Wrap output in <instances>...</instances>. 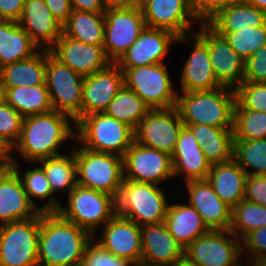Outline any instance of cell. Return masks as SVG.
Listing matches in <instances>:
<instances>
[{"mask_svg": "<svg viewBox=\"0 0 266 266\" xmlns=\"http://www.w3.org/2000/svg\"><path fill=\"white\" fill-rule=\"evenodd\" d=\"M41 212L28 220L0 226V266H39Z\"/></svg>", "mask_w": 266, "mask_h": 266, "instance_id": "9c48e42d", "label": "cell"}, {"mask_svg": "<svg viewBox=\"0 0 266 266\" xmlns=\"http://www.w3.org/2000/svg\"><path fill=\"white\" fill-rule=\"evenodd\" d=\"M12 159L13 163L11 168L19 175L30 202L41 213L58 212L62 204L56 198L57 196L53 194L50 182L48 181L44 170L38 166V163L37 166H34L32 169L22 172L23 176H21L22 174L19 173L21 172L19 170L20 162L14 156H12ZM35 199L46 201L40 207L37 202H34Z\"/></svg>", "mask_w": 266, "mask_h": 266, "instance_id": "d6a6232c", "label": "cell"}, {"mask_svg": "<svg viewBox=\"0 0 266 266\" xmlns=\"http://www.w3.org/2000/svg\"><path fill=\"white\" fill-rule=\"evenodd\" d=\"M103 47L108 59L116 63L139 38L146 27L140 6L104 12Z\"/></svg>", "mask_w": 266, "mask_h": 266, "instance_id": "7c38bea8", "label": "cell"}, {"mask_svg": "<svg viewBox=\"0 0 266 266\" xmlns=\"http://www.w3.org/2000/svg\"><path fill=\"white\" fill-rule=\"evenodd\" d=\"M171 266H198V265L188 261L185 257H183Z\"/></svg>", "mask_w": 266, "mask_h": 266, "instance_id": "6f0895ef", "label": "cell"}, {"mask_svg": "<svg viewBox=\"0 0 266 266\" xmlns=\"http://www.w3.org/2000/svg\"><path fill=\"white\" fill-rule=\"evenodd\" d=\"M141 264L171 266L184 257V249L177 243L165 222L141 226Z\"/></svg>", "mask_w": 266, "mask_h": 266, "instance_id": "cb8c5ba5", "label": "cell"}, {"mask_svg": "<svg viewBox=\"0 0 266 266\" xmlns=\"http://www.w3.org/2000/svg\"><path fill=\"white\" fill-rule=\"evenodd\" d=\"M235 89L222 86L211 91L178 93L176 109L183 124L233 128Z\"/></svg>", "mask_w": 266, "mask_h": 266, "instance_id": "3957f363", "label": "cell"}, {"mask_svg": "<svg viewBox=\"0 0 266 266\" xmlns=\"http://www.w3.org/2000/svg\"><path fill=\"white\" fill-rule=\"evenodd\" d=\"M72 10L104 13L102 0H69Z\"/></svg>", "mask_w": 266, "mask_h": 266, "instance_id": "816d5d0a", "label": "cell"}, {"mask_svg": "<svg viewBox=\"0 0 266 266\" xmlns=\"http://www.w3.org/2000/svg\"><path fill=\"white\" fill-rule=\"evenodd\" d=\"M181 42L193 46L181 71V92L211 91L222 87L214 75L208 46L195 33L179 36L176 44Z\"/></svg>", "mask_w": 266, "mask_h": 266, "instance_id": "e0dca14e", "label": "cell"}, {"mask_svg": "<svg viewBox=\"0 0 266 266\" xmlns=\"http://www.w3.org/2000/svg\"><path fill=\"white\" fill-rule=\"evenodd\" d=\"M124 180L162 184L174 177L171 156L137 142L123 156Z\"/></svg>", "mask_w": 266, "mask_h": 266, "instance_id": "5bb4252c", "label": "cell"}, {"mask_svg": "<svg viewBox=\"0 0 266 266\" xmlns=\"http://www.w3.org/2000/svg\"><path fill=\"white\" fill-rule=\"evenodd\" d=\"M244 199L266 206V175H247Z\"/></svg>", "mask_w": 266, "mask_h": 266, "instance_id": "c3c4849f", "label": "cell"}, {"mask_svg": "<svg viewBox=\"0 0 266 266\" xmlns=\"http://www.w3.org/2000/svg\"><path fill=\"white\" fill-rule=\"evenodd\" d=\"M241 255V240L230 230H210L184 249V257L198 266H237Z\"/></svg>", "mask_w": 266, "mask_h": 266, "instance_id": "8fae6325", "label": "cell"}, {"mask_svg": "<svg viewBox=\"0 0 266 266\" xmlns=\"http://www.w3.org/2000/svg\"><path fill=\"white\" fill-rule=\"evenodd\" d=\"M243 81L266 83V45L245 62Z\"/></svg>", "mask_w": 266, "mask_h": 266, "instance_id": "bcb514c9", "label": "cell"}, {"mask_svg": "<svg viewBox=\"0 0 266 266\" xmlns=\"http://www.w3.org/2000/svg\"><path fill=\"white\" fill-rule=\"evenodd\" d=\"M4 90V100L23 117L54 110L46 85L18 86Z\"/></svg>", "mask_w": 266, "mask_h": 266, "instance_id": "e575fe53", "label": "cell"}, {"mask_svg": "<svg viewBox=\"0 0 266 266\" xmlns=\"http://www.w3.org/2000/svg\"><path fill=\"white\" fill-rule=\"evenodd\" d=\"M244 0H192V8L199 23H207L220 10Z\"/></svg>", "mask_w": 266, "mask_h": 266, "instance_id": "7dc6e473", "label": "cell"}, {"mask_svg": "<svg viewBox=\"0 0 266 266\" xmlns=\"http://www.w3.org/2000/svg\"><path fill=\"white\" fill-rule=\"evenodd\" d=\"M249 262V264L248 265H244L243 264V260H242V258L240 257L239 258V261L237 262V266H264V260H259V259H252V258H248L247 259ZM241 261V262H240Z\"/></svg>", "mask_w": 266, "mask_h": 266, "instance_id": "11a10c76", "label": "cell"}, {"mask_svg": "<svg viewBox=\"0 0 266 266\" xmlns=\"http://www.w3.org/2000/svg\"><path fill=\"white\" fill-rule=\"evenodd\" d=\"M104 27V13L72 10L67 21L62 25V33L83 43L103 45Z\"/></svg>", "mask_w": 266, "mask_h": 266, "instance_id": "836d02e7", "label": "cell"}, {"mask_svg": "<svg viewBox=\"0 0 266 266\" xmlns=\"http://www.w3.org/2000/svg\"><path fill=\"white\" fill-rule=\"evenodd\" d=\"M4 94H5V90H4L3 81L0 75V102L4 101Z\"/></svg>", "mask_w": 266, "mask_h": 266, "instance_id": "680465c9", "label": "cell"}, {"mask_svg": "<svg viewBox=\"0 0 266 266\" xmlns=\"http://www.w3.org/2000/svg\"><path fill=\"white\" fill-rule=\"evenodd\" d=\"M25 0H0V20L18 22L21 18Z\"/></svg>", "mask_w": 266, "mask_h": 266, "instance_id": "681fc988", "label": "cell"}, {"mask_svg": "<svg viewBox=\"0 0 266 266\" xmlns=\"http://www.w3.org/2000/svg\"><path fill=\"white\" fill-rule=\"evenodd\" d=\"M68 205L60 206L58 213L88 231H96L117 214L116 198L107 193L76 185L67 195Z\"/></svg>", "mask_w": 266, "mask_h": 266, "instance_id": "52a82bcc", "label": "cell"}, {"mask_svg": "<svg viewBox=\"0 0 266 266\" xmlns=\"http://www.w3.org/2000/svg\"><path fill=\"white\" fill-rule=\"evenodd\" d=\"M234 140L266 138V112L244 109L237 101L233 120Z\"/></svg>", "mask_w": 266, "mask_h": 266, "instance_id": "ab89813d", "label": "cell"}, {"mask_svg": "<svg viewBox=\"0 0 266 266\" xmlns=\"http://www.w3.org/2000/svg\"><path fill=\"white\" fill-rule=\"evenodd\" d=\"M104 10L110 9H127L139 6L140 0H102Z\"/></svg>", "mask_w": 266, "mask_h": 266, "instance_id": "db71d44e", "label": "cell"}, {"mask_svg": "<svg viewBox=\"0 0 266 266\" xmlns=\"http://www.w3.org/2000/svg\"><path fill=\"white\" fill-rule=\"evenodd\" d=\"M75 130L78 145L121 157L135 141L134 129L105 112L83 116L75 124Z\"/></svg>", "mask_w": 266, "mask_h": 266, "instance_id": "277c9868", "label": "cell"}, {"mask_svg": "<svg viewBox=\"0 0 266 266\" xmlns=\"http://www.w3.org/2000/svg\"><path fill=\"white\" fill-rule=\"evenodd\" d=\"M70 121L74 123L69 115L56 110L24 117L21 134L12 153L16 151L31 164L64 154L59 150L63 143L67 139H75V124L71 126Z\"/></svg>", "mask_w": 266, "mask_h": 266, "instance_id": "6da1fadb", "label": "cell"}, {"mask_svg": "<svg viewBox=\"0 0 266 266\" xmlns=\"http://www.w3.org/2000/svg\"><path fill=\"white\" fill-rule=\"evenodd\" d=\"M166 63L120 68L125 86L133 90L150 109L176 106L178 91L173 87Z\"/></svg>", "mask_w": 266, "mask_h": 266, "instance_id": "ba28073f", "label": "cell"}, {"mask_svg": "<svg viewBox=\"0 0 266 266\" xmlns=\"http://www.w3.org/2000/svg\"><path fill=\"white\" fill-rule=\"evenodd\" d=\"M233 159L247 175H266V138L234 140Z\"/></svg>", "mask_w": 266, "mask_h": 266, "instance_id": "74e56055", "label": "cell"}, {"mask_svg": "<svg viewBox=\"0 0 266 266\" xmlns=\"http://www.w3.org/2000/svg\"><path fill=\"white\" fill-rule=\"evenodd\" d=\"M183 126L176 107L150 109L134 130L135 142L171 156Z\"/></svg>", "mask_w": 266, "mask_h": 266, "instance_id": "4fadbf2b", "label": "cell"}, {"mask_svg": "<svg viewBox=\"0 0 266 266\" xmlns=\"http://www.w3.org/2000/svg\"><path fill=\"white\" fill-rule=\"evenodd\" d=\"M49 51L61 63L69 66L83 77L103 70L112 63L108 59L103 45L83 43L69 38L63 33Z\"/></svg>", "mask_w": 266, "mask_h": 266, "instance_id": "44dd1931", "label": "cell"}, {"mask_svg": "<svg viewBox=\"0 0 266 266\" xmlns=\"http://www.w3.org/2000/svg\"><path fill=\"white\" fill-rule=\"evenodd\" d=\"M178 36L160 28L145 27L135 43L115 63L119 68H134L164 63Z\"/></svg>", "mask_w": 266, "mask_h": 266, "instance_id": "ac0fdd59", "label": "cell"}, {"mask_svg": "<svg viewBox=\"0 0 266 266\" xmlns=\"http://www.w3.org/2000/svg\"><path fill=\"white\" fill-rule=\"evenodd\" d=\"M246 178V172L232 159L212 164L207 181L220 199L233 208L244 200Z\"/></svg>", "mask_w": 266, "mask_h": 266, "instance_id": "4316f807", "label": "cell"}, {"mask_svg": "<svg viewBox=\"0 0 266 266\" xmlns=\"http://www.w3.org/2000/svg\"><path fill=\"white\" fill-rule=\"evenodd\" d=\"M147 27L173 32L176 36L194 33L190 27L199 21L192 8V0H140Z\"/></svg>", "mask_w": 266, "mask_h": 266, "instance_id": "2e32d148", "label": "cell"}, {"mask_svg": "<svg viewBox=\"0 0 266 266\" xmlns=\"http://www.w3.org/2000/svg\"><path fill=\"white\" fill-rule=\"evenodd\" d=\"M93 236L64 219L58 212L41 213L38 246L39 266H80Z\"/></svg>", "mask_w": 266, "mask_h": 266, "instance_id": "7a4b0ae2", "label": "cell"}, {"mask_svg": "<svg viewBox=\"0 0 266 266\" xmlns=\"http://www.w3.org/2000/svg\"><path fill=\"white\" fill-rule=\"evenodd\" d=\"M18 23L40 49L49 50L62 36V24L44 0H25Z\"/></svg>", "mask_w": 266, "mask_h": 266, "instance_id": "d4e9b609", "label": "cell"}, {"mask_svg": "<svg viewBox=\"0 0 266 266\" xmlns=\"http://www.w3.org/2000/svg\"><path fill=\"white\" fill-rule=\"evenodd\" d=\"M235 93L236 101L244 109L266 112V83L243 81Z\"/></svg>", "mask_w": 266, "mask_h": 266, "instance_id": "b9f144b4", "label": "cell"}, {"mask_svg": "<svg viewBox=\"0 0 266 266\" xmlns=\"http://www.w3.org/2000/svg\"><path fill=\"white\" fill-rule=\"evenodd\" d=\"M23 118L5 100L0 102V138L11 148L19 140Z\"/></svg>", "mask_w": 266, "mask_h": 266, "instance_id": "7bdbcfd3", "label": "cell"}, {"mask_svg": "<svg viewBox=\"0 0 266 266\" xmlns=\"http://www.w3.org/2000/svg\"><path fill=\"white\" fill-rule=\"evenodd\" d=\"M40 211L30 202L19 175L0 169V226L36 217Z\"/></svg>", "mask_w": 266, "mask_h": 266, "instance_id": "603a6c76", "label": "cell"}, {"mask_svg": "<svg viewBox=\"0 0 266 266\" xmlns=\"http://www.w3.org/2000/svg\"><path fill=\"white\" fill-rule=\"evenodd\" d=\"M12 148L0 138V169H9L12 166Z\"/></svg>", "mask_w": 266, "mask_h": 266, "instance_id": "f5cc1de1", "label": "cell"}, {"mask_svg": "<svg viewBox=\"0 0 266 266\" xmlns=\"http://www.w3.org/2000/svg\"><path fill=\"white\" fill-rule=\"evenodd\" d=\"M200 31L194 33L208 46L214 75L222 86L236 89L244 78L245 62L207 23H200Z\"/></svg>", "mask_w": 266, "mask_h": 266, "instance_id": "9a60e30c", "label": "cell"}, {"mask_svg": "<svg viewBox=\"0 0 266 266\" xmlns=\"http://www.w3.org/2000/svg\"><path fill=\"white\" fill-rule=\"evenodd\" d=\"M159 185L123 180L117 203V214L139 226L165 221L169 201Z\"/></svg>", "mask_w": 266, "mask_h": 266, "instance_id": "5b68a950", "label": "cell"}, {"mask_svg": "<svg viewBox=\"0 0 266 266\" xmlns=\"http://www.w3.org/2000/svg\"><path fill=\"white\" fill-rule=\"evenodd\" d=\"M84 77L56 59L46 49L45 83L52 107L69 115L76 124L81 119L82 85Z\"/></svg>", "mask_w": 266, "mask_h": 266, "instance_id": "30bf717a", "label": "cell"}, {"mask_svg": "<svg viewBox=\"0 0 266 266\" xmlns=\"http://www.w3.org/2000/svg\"><path fill=\"white\" fill-rule=\"evenodd\" d=\"M164 222L183 249L210 231L198 211L188 203L169 204Z\"/></svg>", "mask_w": 266, "mask_h": 266, "instance_id": "83f0119b", "label": "cell"}, {"mask_svg": "<svg viewBox=\"0 0 266 266\" xmlns=\"http://www.w3.org/2000/svg\"><path fill=\"white\" fill-rule=\"evenodd\" d=\"M36 163H39L44 170L54 195L57 191L68 195L77 185V165L73 150L70 153L46 158Z\"/></svg>", "mask_w": 266, "mask_h": 266, "instance_id": "d590c367", "label": "cell"}, {"mask_svg": "<svg viewBox=\"0 0 266 266\" xmlns=\"http://www.w3.org/2000/svg\"><path fill=\"white\" fill-rule=\"evenodd\" d=\"M184 125L192 131L211 165L233 159V128H218L201 124Z\"/></svg>", "mask_w": 266, "mask_h": 266, "instance_id": "f1b7e54d", "label": "cell"}, {"mask_svg": "<svg viewBox=\"0 0 266 266\" xmlns=\"http://www.w3.org/2000/svg\"><path fill=\"white\" fill-rule=\"evenodd\" d=\"M124 85V73L115 63L84 77L81 118L86 115L105 112L109 103Z\"/></svg>", "mask_w": 266, "mask_h": 266, "instance_id": "d6986e66", "label": "cell"}, {"mask_svg": "<svg viewBox=\"0 0 266 266\" xmlns=\"http://www.w3.org/2000/svg\"><path fill=\"white\" fill-rule=\"evenodd\" d=\"M225 37L238 56L246 62L258 49L266 45V24L230 33H218Z\"/></svg>", "mask_w": 266, "mask_h": 266, "instance_id": "60d3db41", "label": "cell"}, {"mask_svg": "<svg viewBox=\"0 0 266 266\" xmlns=\"http://www.w3.org/2000/svg\"><path fill=\"white\" fill-rule=\"evenodd\" d=\"M101 230L96 242L119 258L128 259L135 266L141 264V226L116 214Z\"/></svg>", "mask_w": 266, "mask_h": 266, "instance_id": "ffe728a7", "label": "cell"}, {"mask_svg": "<svg viewBox=\"0 0 266 266\" xmlns=\"http://www.w3.org/2000/svg\"><path fill=\"white\" fill-rule=\"evenodd\" d=\"M185 186L187 203L198 211L210 230H230L232 208L220 199L207 179L190 180Z\"/></svg>", "mask_w": 266, "mask_h": 266, "instance_id": "7402d4cb", "label": "cell"}, {"mask_svg": "<svg viewBox=\"0 0 266 266\" xmlns=\"http://www.w3.org/2000/svg\"><path fill=\"white\" fill-rule=\"evenodd\" d=\"M207 24L217 33H230L266 24V13L245 1L220 10Z\"/></svg>", "mask_w": 266, "mask_h": 266, "instance_id": "4dcf8cb0", "label": "cell"}, {"mask_svg": "<svg viewBox=\"0 0 266 266\" xmlns=\"http://www.w3.org/2000/svg\"><path fill=\"white\" fill-rule=\"evenodd\" d=\"M263 226H266V206L244 199L232 208L230 231L239 240Z\"/></svg>", "mask_w": 266, "mask_h": 266, "instance_id": "f35d334b", "label": "cell"}, {"mask_svg": "<svg viewBox=\"0 0 266 266\" xmlns=\"http://www.w3.org/2000/svg\"><path fill=\"white\" fill-rule=\"evenodd\" d=\"M51 13L55 18L63 25L70 14L72 13V7L69 0H44Z\"/></svg>", "mask_w": 266, "mask_h": 266, "instance_id": "f907efd6", "label": "cell"}, {"mask_svg": "<svg viewBox=\"0 0 266 266\" xmlns=\"http://www.w3.org/2000/svg\"><path fill=\"white\" fill-rule=\"evenodd\" d=\"M71 150L75 153L77 184L117 199L124 180L123 157L91 151L82 146Z\"/></svg>", "mask_w": 266, "mask_h": 266, "instance_id": "8992f818", "label": "cell"}, {"mask_svg": "<svg viewBox=\"0 0 266 266\" xmlns=\"http://www.w3.org/2000/svg\"><path fill=\"white\" fill-rule=\"evenodd\" d=\"M4 89L18 86L46 85V49L18 62L0 68Z\"/></svg>", "mask_w": 266, "mask_h": 266, "instance_id": "1f68e13d", "label": "cell"}, {"mask_svg": "<svg viewBox=\"0 0 266 266\" xmlns=\"http://www.w3.org/2000/svg\"><path fill=\"white\" fill-rule=\"evenodd\" d=\"M39 50L18 22L0 20V68L29 58Z\"/></svg>", "mask_w": 266, "mask_h": 266, "instance_id": "f546056e", "label": "cell"}, {"mask_svg": "<svg viewBox=\"0 0 266 266\" xmlns=\"http://www.w3.org/2000/svg\"><path fill=\"white\" fill-rule=\"evenodd\" d=\"M149 110L144 101L124 85L109 103L105 113L135 130Z\"/></svg>", "mask_w": 266, "mask_h": 266, "instance_id": "8d00e7d4", "label": "cell"}, {"mask_svg": "<svg viewBox=\"0 0 266 266\" xmlns=\"http://www.w3.org/2000/svg\"><path fill=\"white\" fill-rule=\"evenodd\" d=\"M96 237L87 244L80 266H135L128 259L119 258L104 249Z\"/></svg>", "mask_w": 266, "mask_h": 266, "instance_id": "ee69618b", "label": "cell"}, {"mask_svg": "<svg viewBox=\"0 0 266 266\" xmlns=\"http://www.w3.org/2000/svg\"><path fill=\"white\" fill-rule=\"evenodd\" d=\"M246 3L253 5L266 13V0H244Z\"/></svg>", "mask_w": 266, "mask_h": 266, "instance_id": "9f6ffc18", "label": "cell"}, {"mask_svg": "<svg viewBox=\"0 0 266 266\" xmlns=\"http://www.w3.org/2000/svg\"><path fill=\"white\" fill-rule=\"evenodd\" d=\"M242 254L252 259L266 260V226L255 229L241 240Z\"/></svg>", "mask_w": 266, "mask_h": 266, "instance_id": "f6af8a7d", "label": "cell"}, {"mask_svg": "<svg viewBox=\"0 0 266 266\" xmlns=\"http://www.w3.org/2000/svg\"><path fill=\"white\" fill-rule=\"evenodd\" d=\"M173 175L183 176L184 181L205 180L211 169L196 137L192 131L183 126L173 154L171 155Z\"/></svg>", "mask_w": 266, "mask_h": 266, "instance_id": "484cf974", "label": "cell"}]
</instances>
